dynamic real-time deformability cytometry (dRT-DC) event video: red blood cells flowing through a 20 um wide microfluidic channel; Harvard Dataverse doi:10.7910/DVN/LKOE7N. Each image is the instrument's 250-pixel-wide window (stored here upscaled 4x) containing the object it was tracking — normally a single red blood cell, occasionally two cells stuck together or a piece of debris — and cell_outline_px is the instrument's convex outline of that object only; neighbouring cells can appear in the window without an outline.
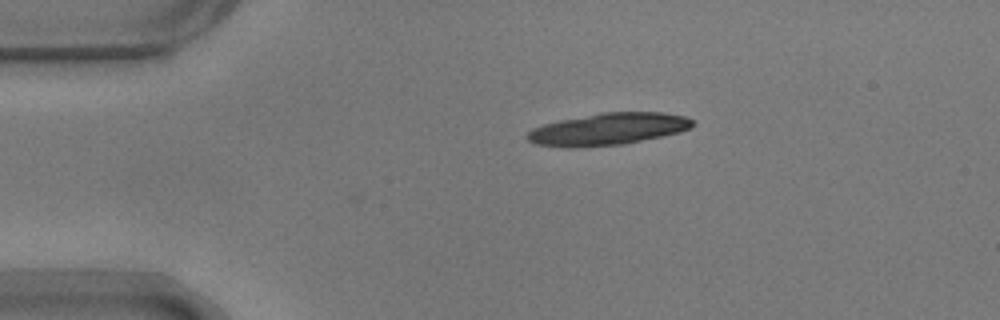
{"species": "common noctule bat (a hibernating species)", "species_latin": "Nyctalus noctula", "temperature_condition": "warm", "stored_images_in_passage": 8, "camera_frame_rate_fps": 3000, "um_per_image_px": 0.085, "animal": {"sex": "male", "body_mass_g": 17.9}, "frame": {"image": 1, "passage_image": 1, "time_ms": 0.0, "image_size_px": [1000, 320], "cell_outline_px": [[696, 124], [692, 128], [680, 132], [624, 144], [572, 148], [564, 148], [536, 144], [528, 140], [524, 136], [532, 128], [544, 124], [560, 120], [600, 112], [664, 112], [684, 116], [696, 120]], "centroid_in_image_um": [51.7, 10.97], "position_along_channel_um": 33.3, "area_um2": 31.21}}